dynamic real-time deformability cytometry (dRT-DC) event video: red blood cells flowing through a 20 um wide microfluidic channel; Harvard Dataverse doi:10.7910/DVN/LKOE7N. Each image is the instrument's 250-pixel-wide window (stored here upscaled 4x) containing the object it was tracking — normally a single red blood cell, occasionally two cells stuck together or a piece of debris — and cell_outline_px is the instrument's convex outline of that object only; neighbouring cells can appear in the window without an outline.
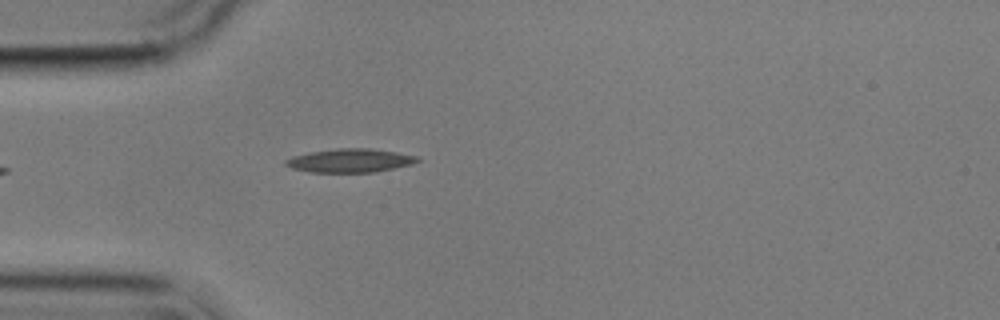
{"species": "common noctule bat (a hibernating species)", "species_latin": "Nyctalus noctula", "temperature_condition": "cold", "stored_images_in_passage": 2, "camera_frame_rate_fps": 3000, "um_per_image_px": 0.085, "animal": {"sex": "male", "body_mass_g": 17.9}, "frame": {"image": 1, "passage_image": 2, "time_ms": 2.0, "image_size_px": [1000, 320], "cell_outline_px": [[420, 160], [412, 164], [376, 172], [308, 172], [292, 168], [284, 164], [284, 160], [292, 156], [308, 152], [336, 148], [368, 148], [396, 152], [420, 156]], "centroid_in_image_um": [29.74, 13.64], "position_along_channel_um": 55.3, "area_um2": 18.26}}